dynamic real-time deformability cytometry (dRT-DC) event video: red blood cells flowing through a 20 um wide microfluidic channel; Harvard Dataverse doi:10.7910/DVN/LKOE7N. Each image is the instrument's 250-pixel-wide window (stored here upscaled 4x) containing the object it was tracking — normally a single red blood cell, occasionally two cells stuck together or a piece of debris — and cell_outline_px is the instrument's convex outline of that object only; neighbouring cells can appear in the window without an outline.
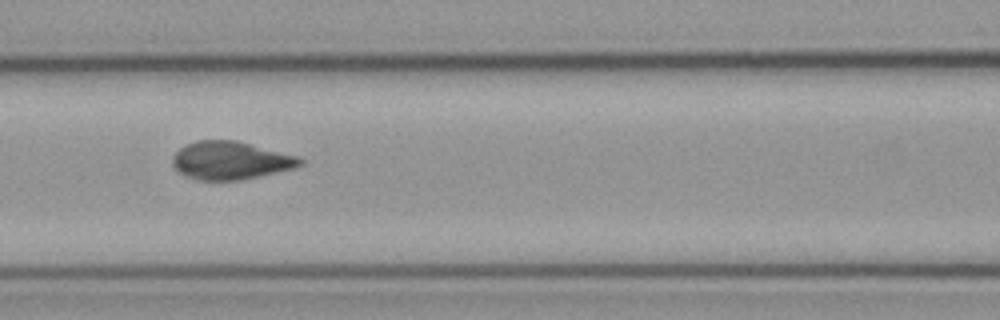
{"species": "common noctule bat (a hibernating species)", "species_latin": "Nyctalus noctula", "temperature_condition": "cold", "stored_images_in_passage": 6, "camera_frame_rate_fps": 3000, "um_per_image_px": 0.085, "animal": {"sex": "male", "body_mass_g": 23.1, "forearm_length_mm": 52.7}, "frame": {"image": 1, "passage_image": 4, "time_ms": 1.0, "image_size_px": [1000, 320], "cell_outline_px": [[304, 164], [292, 168], [240, 180], [196, 180], [184, 176], [172, 164], [172, 156], [180, 148], [196, 140], [236, 140], [300, 156], [304, 160]], "centroid_in_image_um": [19.6, 13.63], "position_along_channel_um": 147.0, "area_um2": 28.26}}
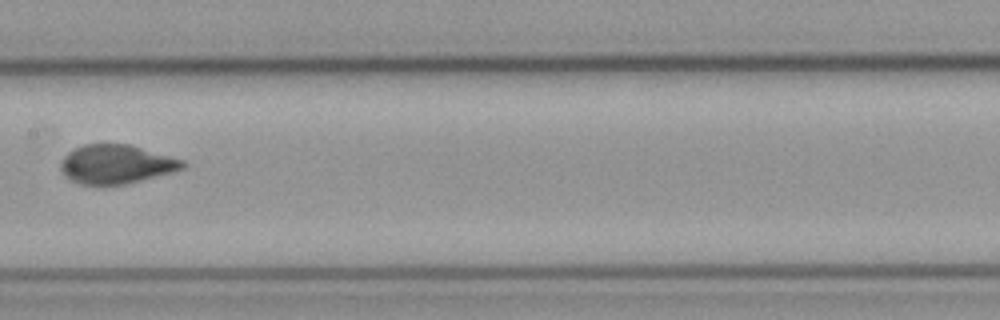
{"frame": {"image": 2, "passage_image": 5, "time_ms": 1.333, "image_size_px": [1000, 320], "cell_outline_px": [[188, 164], [184, 168], [172, 172], [124, 184], [80, 184], [64, 176], [60, 168], [60, 164], [64, 156], [68, 152], [84, 144], [128, 144], [184, 160]], "centroid_in_image_um": [9.87, 13.95], "position_along_channel_um": 197.5, "area_um2": 27.4}}
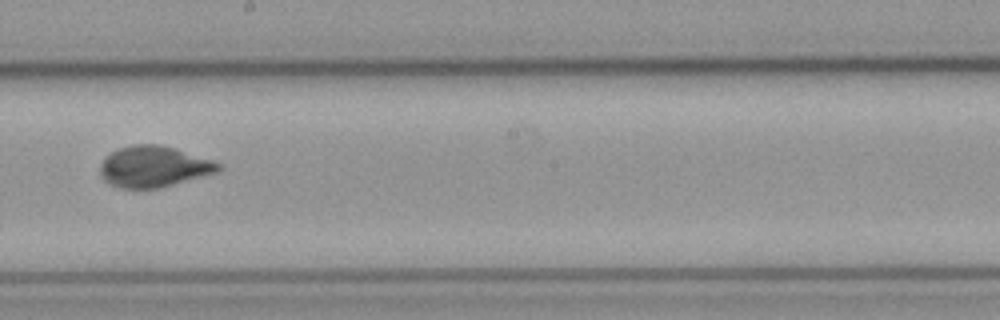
{"frame": {"image": 3, "passage_image": 6, "time_ms": 1.667, "image_size_px": [1000, 320], "cell_outline_px": [[224, 168], [216, 172], [156, 188], [124, 188], [112, 184], [104, 180], [100, 176], [100, 164], [104, 156], [120, 148], [132, 144], [160, 144], [212, 160], [220, 164]], "centroid_in_image_um": [13.02, 14.14], "position_along_channel_um": 235.2, "area_um2": 27.86}}